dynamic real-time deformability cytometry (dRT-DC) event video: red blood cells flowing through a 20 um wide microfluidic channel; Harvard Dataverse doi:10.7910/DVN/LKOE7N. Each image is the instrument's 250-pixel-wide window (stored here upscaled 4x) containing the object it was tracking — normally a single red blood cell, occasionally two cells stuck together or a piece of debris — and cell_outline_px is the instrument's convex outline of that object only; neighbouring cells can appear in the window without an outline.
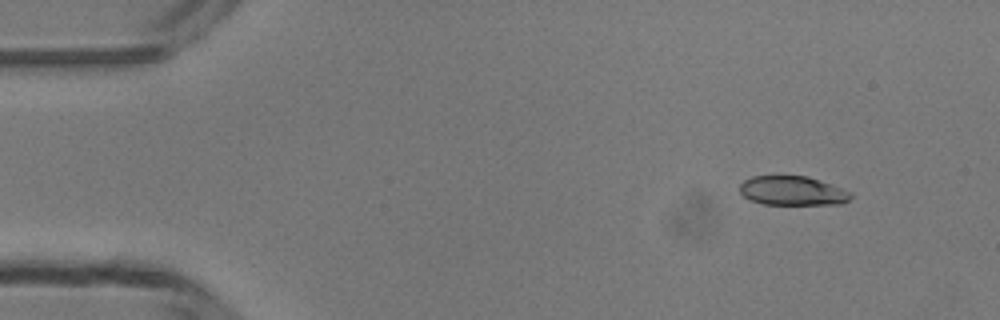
{"species": "common noctule bat (a hibernating species)", "species_latin": "Nyctalus noctula", "temperature_condition": "room temperature", "stored_images_in_passage": 49, "camera_frame_rate_fps": 3000, "um_per_image_px": 0.085, "animal": {"sex": "male", "body_mass_g": 13.3}, "frame": {"image": 1, "passage_image": 5, "time_ms": 1.333, "image_size_px": [1000, 320], "cell_outline_px": [[852, 196], [848, 200], [840, 204], [764, 204], [748, 200], [740, 192], [740, 184], [744, 180], [752, 176], [808, 176], [832, 184], [852, 192]], "centroid_in_image_um": [67.36, 16.21], "position_along_channel_um": 17.6, "area_um2": 18.96}}
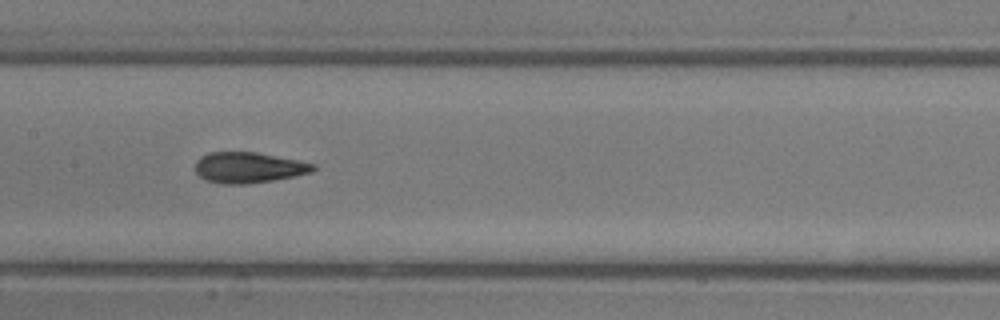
{"frame": {"image": 2, "passage_image": 24, "time_ms": 7.667, "image_size_px": [1000, 320], "cell_outline_px": [[316, 168], [312, 172], [272, 180], [248, 184], [224, 184], [204, 180], [196, 172], [196, 160], [200, 156], [208, 152], [256, 152], [316, 164]], "centroid_in_image_um": [21.09, 14.24], "position_along_channel_um": 186.3, "area_um2": 21.04}}
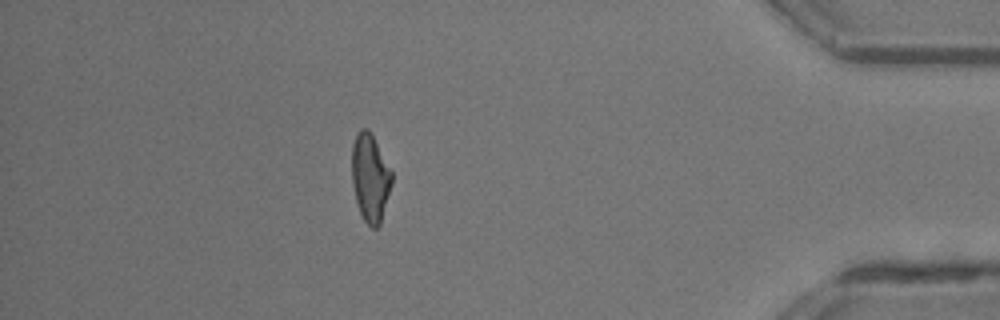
{"frame": {"image": 3, "passage_image": 43, "time_ms": 14.0, "image_size_px": [1000, 320], "cell_outline_px": [[392, 184], [380, 224], [376, 228], [372, 228], [364, 220], [356, 204], [352, 184], [352, 144], [360, 128], [368, 128], [392, 172]], "centroid_in_image_um": [31.45, 15.12], "position_along_channel_um": 403.7, "area_um2": 20.35}, "authors_computed_cell_mechanics": {"area_um2": 20.7502, "velocity_mm_per_s": 4.1966, "shape_relaxation_time_tau1_ms": 4.9729, "shape_relaxation_time_tau2_ms": 1.713, "deformation_change_tau1": 0.1721, "deformation_change_tau2": 0.0999}}